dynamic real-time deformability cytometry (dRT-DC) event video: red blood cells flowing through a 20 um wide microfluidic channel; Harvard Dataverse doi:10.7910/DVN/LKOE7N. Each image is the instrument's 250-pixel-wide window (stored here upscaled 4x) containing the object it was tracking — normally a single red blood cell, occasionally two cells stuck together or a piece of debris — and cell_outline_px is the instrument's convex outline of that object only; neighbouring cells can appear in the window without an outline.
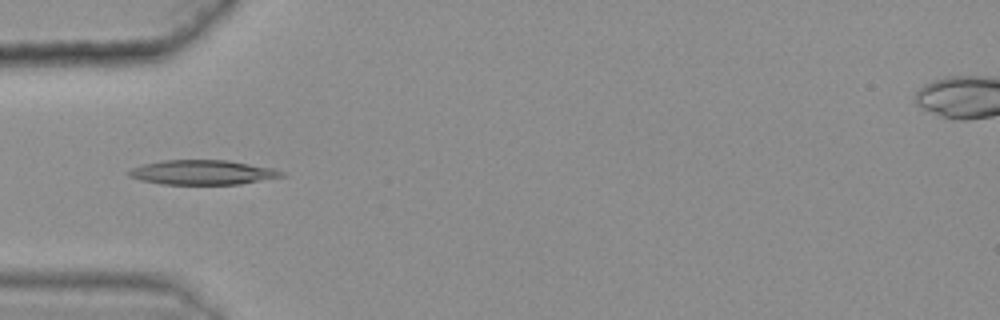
{"species": "common noctule bat (a hibernating species)", "species_latin": "Nyctalus noctula", "temperature_condition": "warm", "stored_images_in_passage": 47, "camera_frame_rate_fps": 3000, "um_per_image_px": 0.085, "animal": {"sex": "female", "body_mass_g": 25.1}, "frame": {"image": 1, "passage_image": 17, "time_ms": 5.333, "image_size_px": [1000, 320], "cell_outline_px": [[288, 176], [240, 184], [160, 184], [140, 180], [128, 176], [124, 172], [132, 168], [144, 164], [160, 160], [228, 160], [272, 168], [284, 172]], "centroid_in_image_um": [17.2, 14.65], "position_along_channel_um": 67.8, "area_um2": 22.08}}
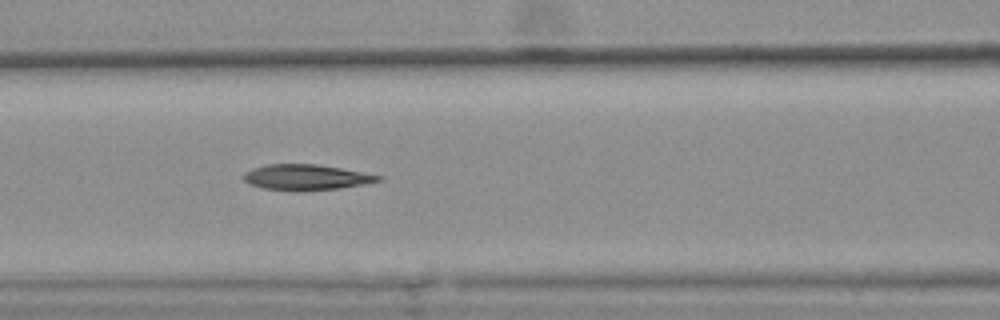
{"frame": {"image": 2, "passage_image": 23, "time_ms": 7.333, "image_size_px": [1000, 320], "cell_outline_px": [[384, 176], [380, 180], [340, 188], [264, 188], [248, 184], [244, 180], [244, 172], [252, 168], [268, 164], [316, 164], [340, 168]], "centroid_in_image_um": [25.99, 15.01], "position_along_channel_um": 140.6, "area_um2": 18.96}}
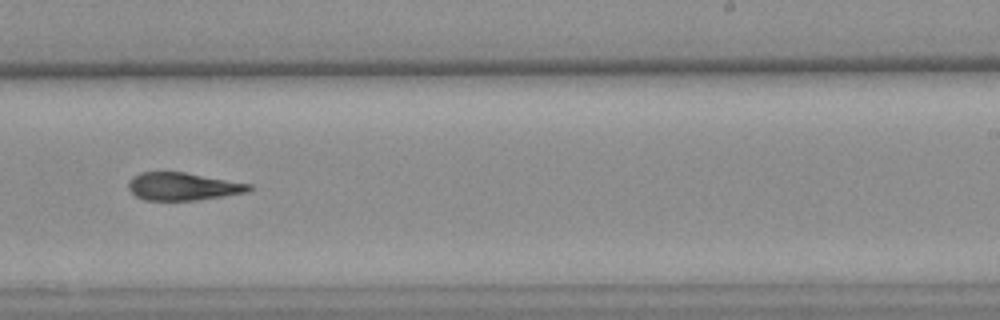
{"frame": {"image": 3, "passage_image": 34, "time_ms": 11.0, "image_size_px": [1000, 320], "cell_outline_px": [[252, 188], [248, 192], [224, 196], [196, 200], [144, 200], [136, 196], [128, 188], [128, 180], [132, 176], [140, 172], [184, 172], [252, 184]], "centroid_in_image_um": [15.53, 15.84], "position_along_channel_um": 273.5, "area_um2": 19.54}, "authors_computed_cell_mechanics": {"area_um2": 20.7502, "velocity_mm_per_s": 3.6444, "shape_relaxation_time_tau1_ms": null, "shape_relaxation_time_tau2_ms": 6.6928, "deformation_change_tau1": null, "deformation_change_tau2": 0.178}}